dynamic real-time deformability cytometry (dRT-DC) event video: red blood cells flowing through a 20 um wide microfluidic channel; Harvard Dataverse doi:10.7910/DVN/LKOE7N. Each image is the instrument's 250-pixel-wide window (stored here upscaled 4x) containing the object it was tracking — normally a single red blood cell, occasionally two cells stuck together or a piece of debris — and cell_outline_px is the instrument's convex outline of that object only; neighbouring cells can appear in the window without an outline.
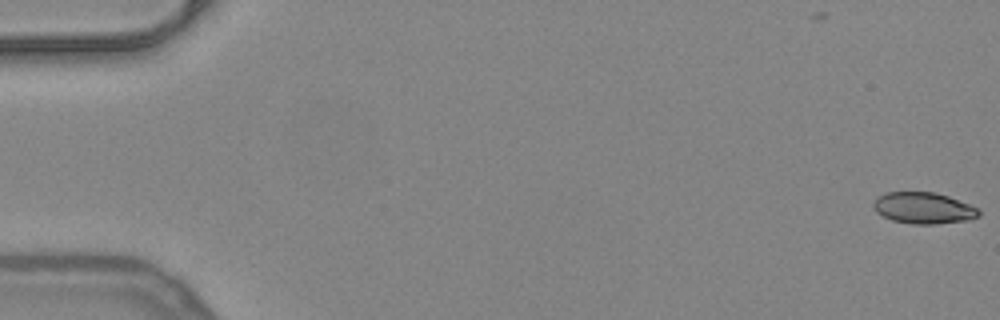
{"species": "common noctule bat (a hibernating species)", "species_latin": "Nyctalus noctula", "temperature_condition": "warm", "stored_images_in_passage": 53, "camera_frame_rate_fps": 3000, "um_per_image_px": 0.085, "animal": {"sex": "female", "body_mass_g": 24.6, "forearm_length_mm": 56.2}, "frame": {"image": 1, "passage_image": 1, "time_ms": 0.0, "image_size_px": [1000, 320], "cell_outline_px": [[980, 216], [968, 220], [936, 224], [912, 224], [892, 220], [876, 212], [872, 208], [872, 204], [876, 196], [888, 192], [936, 192], [948, 196], [968, 204], [976, 208], [980, 212]], "centroid_in_image_um": [78.46, 17.68], "position_along_channel_um": 6.5, "area_um2": 19.31}}
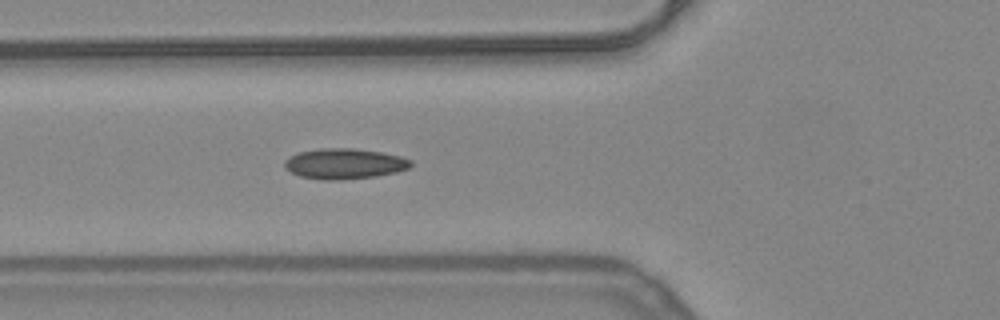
{"frame": {"image": 2, "passage_image": 20, "time_ms": 6.333, "image_size_px": [1000, 320], "cell_outline_px": [[412, 164], [408, 168], [396, 172], [376, 176], [340, 180], [324, 180], [300, 176], [284, 168], [284, 160], [288, 156], [300, 152], [320, 148], [352, 148], [380, 152], [400, 156], [412, 160]], "centroid_in_image_um": [29.25, 13.91], "position_along_channel_um": 96.5, "area_um2": 22.43}}
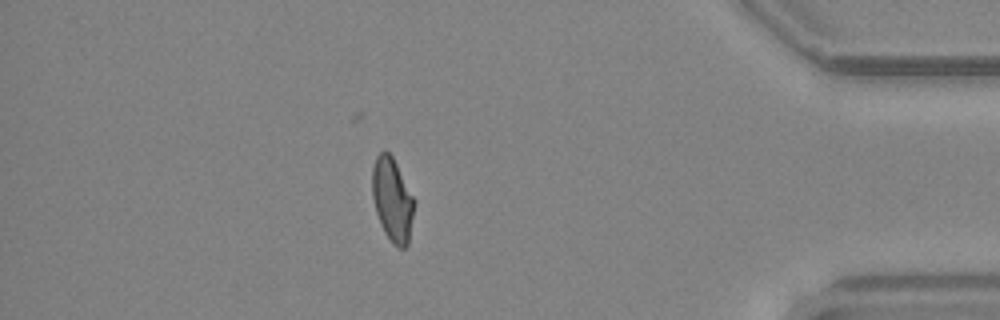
{"frame": {"image": 3, "passage_image": 46, "time_ms": 15.0, "image_size_px": [1000, 320], "cell_outline_px": [[416, 200], [408, 244], [404, 248], [396, 248], [392, 244], [384, 232], [380, 224], [376, 212], [372, 196], [372, 168], [376, 156], [384, 148], [392, 156]], "centroid_in_image_um": [33.35, 16.98], "position_along_channel_um": 401.8, "area_um2": 20.81}, "authors_computed_cell_mechanics": {"area_um2": 20.519, "velocity_mm_per_s": 3.9906, "shape_relaxation_time_tau1_ms": null, "shape_relaxation_time_tau2_ms": 1.0953, "deformation_change_tau1": null, "deformation_change_tau2": 0.0616}}